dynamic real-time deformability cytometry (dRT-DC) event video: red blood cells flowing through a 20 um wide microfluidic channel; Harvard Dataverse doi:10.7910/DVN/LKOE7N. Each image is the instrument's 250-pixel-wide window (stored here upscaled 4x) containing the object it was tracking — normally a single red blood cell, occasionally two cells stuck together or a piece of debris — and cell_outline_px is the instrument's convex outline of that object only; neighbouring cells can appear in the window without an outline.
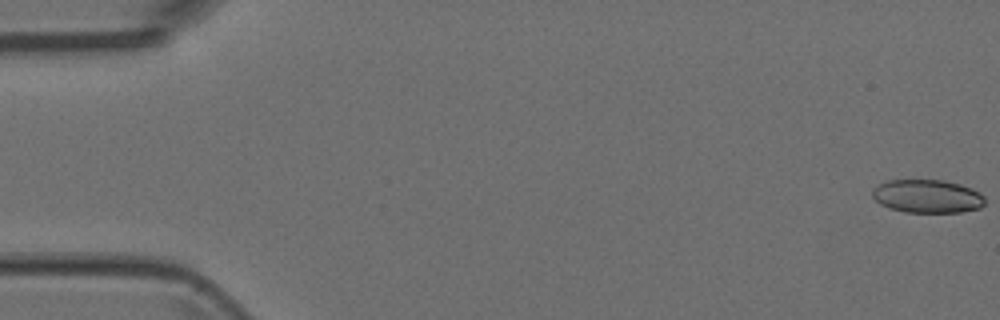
{"species": "Egyptian fruit bat (a non-hibernating species)", "species_latin": "Rousettus aegyptiacus", "temperature_condition": "room temperature", "stored_images_in_passage": 4, "camera_frame_rate_fps": 3000, "um_per_image_px": 0.085, "animal": {"sex": "female"}, "frame": {"image": 1, "passage_image": 1, "time_ms": 0.0, "image_size_px": [1000, 320], "cell_outline_px": [[984, 204], [980, 208], [960, 212], [904, 212], [888, 208], [880, 204], [872, 196], [872, 188], [888, 180], [944, 180], [960, 184], [972, 188], [984, 196]], "centroid_in_image_um": [78.81, 16.68], "position_along_channel_um": 6.2, "area_um2": 21.91}}